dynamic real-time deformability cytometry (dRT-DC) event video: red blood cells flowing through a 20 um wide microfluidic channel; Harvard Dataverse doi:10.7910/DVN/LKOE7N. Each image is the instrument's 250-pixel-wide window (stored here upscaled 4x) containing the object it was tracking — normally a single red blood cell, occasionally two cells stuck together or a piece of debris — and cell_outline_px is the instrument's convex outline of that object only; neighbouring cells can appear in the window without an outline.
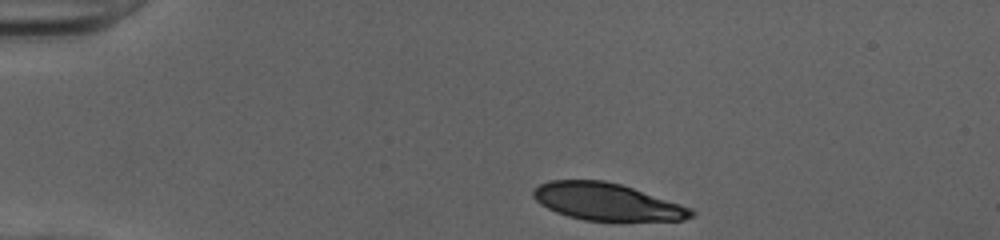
{"species": "human", "species_latin": "Homo sapiens", "temperature_condition": "cold", "stored_images_in_passage": 36, "camera_frame_rate_fps": 3000, "um_per_image_px": 0.085, "donor": {"sex": "female"}, "frame": {"image": 1, "passage_image": 1, "time_ms": 0.0, "image_size_px": [1000, 240], "cell_outline_px": [[696, 212], [692, 216], [684, 220], [584, 220], [568, 216], [556, 212], [540, 204], [532, 196], [532, 188], [548, 180], [604, 180], [620, 184], [692, 208]], "centroid_in_image_um": [51.54, 17.14], "position_along_channel_um": 33.5, "area_um2": 33.93}}
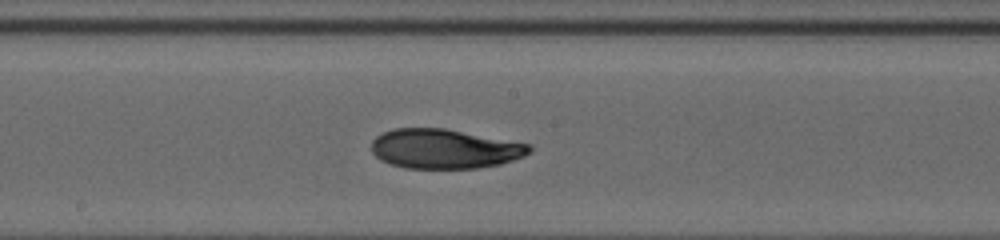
{"frame": {"image": 2, "passage_image": 19, "time_ms": 6.0, "image_size_px": [1000, 240], "cell_outline_px": [[532, 152], [524, 156], [500, 164], [476, 168], [404, 168], [388, 164], [380, 160], [372, 152], [372, 140], [376, 136], [392, 128], [444, 128], [532, 144]], "centroid_in_image_um": [37.78, 12.65], "position_along_channel_um": 210.4, "area_um2": 36.59}}
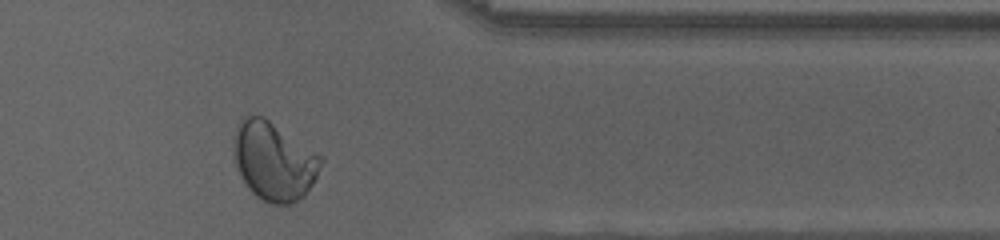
{"frame": {"image": 3, "passage_image": 33, "time_ms": 10.667, "image_size_px": [1000, 240], "cell_outline_px": [[324, 160], [312, 184], [304, 196], [288, 204], [268, 204], [256, 196], [248, 188], [240, 176], [232, 156], [232, 152], [236, 132], [240, 120], [244, 116], [264, 116], [324, 156]], "centroid_in_image_um": [23.28, 13.69], "position_along_channel_um": 388.1, "area_um2": 40.17}, "authors_computed_cell_mechanics": {"area_um2": 36.5007, "velocity_mm_per_s": 4.0215, "shape_relaxation_time_tau1_ms": 8.3065, "shape_relaxation_time_tau2_ms": 2.4207, "deformation_change_tau1": 0.2203, "deformation_change_tau2": 0.0559}}